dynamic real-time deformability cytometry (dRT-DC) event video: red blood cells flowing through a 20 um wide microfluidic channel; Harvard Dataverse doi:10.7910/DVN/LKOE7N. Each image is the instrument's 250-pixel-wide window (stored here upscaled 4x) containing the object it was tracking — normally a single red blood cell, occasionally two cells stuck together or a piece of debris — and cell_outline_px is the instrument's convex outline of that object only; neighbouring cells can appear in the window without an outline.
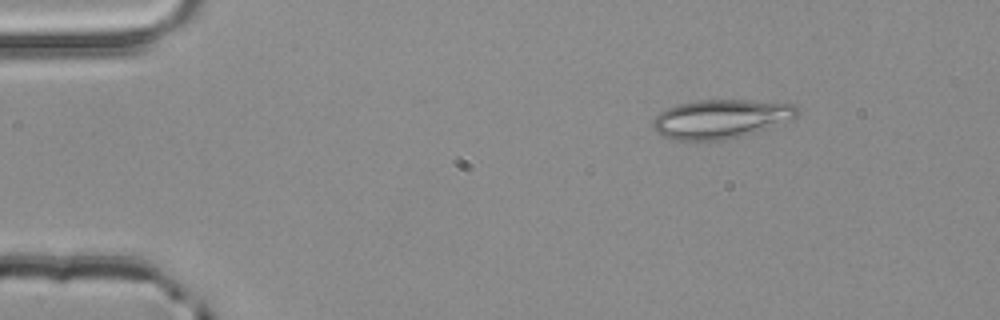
{"species": "common noctule bat (a hibernating species)", "species_latin": "Nyctalus noctula", "temperature_condition": "room temperature", "stored_images_in_passage": 3, "camera_frame_rate_fps": 3000, "um_per_image_px": 0.085, "animal": {"sex": "male", "body_mass_g": 20.4}, "frame": {"image": 1, "passage_image": 1, "time_ms": 0.0, "image_size_px": [1000, 320], "cell_outline_px": [[796, 116], [792, 120], [740, 136], [724, 140], [676, 140], [664, 136], [656, 132], [652, 128], [652, 120], [660, 112], [668, 108], [680, 104], [696, 100], [748, 100], [796, 104]], "centroid_in_image_um": [61.24, 10.1], "position_along_channel_um": 23.8, "area_um2": 32.48}}